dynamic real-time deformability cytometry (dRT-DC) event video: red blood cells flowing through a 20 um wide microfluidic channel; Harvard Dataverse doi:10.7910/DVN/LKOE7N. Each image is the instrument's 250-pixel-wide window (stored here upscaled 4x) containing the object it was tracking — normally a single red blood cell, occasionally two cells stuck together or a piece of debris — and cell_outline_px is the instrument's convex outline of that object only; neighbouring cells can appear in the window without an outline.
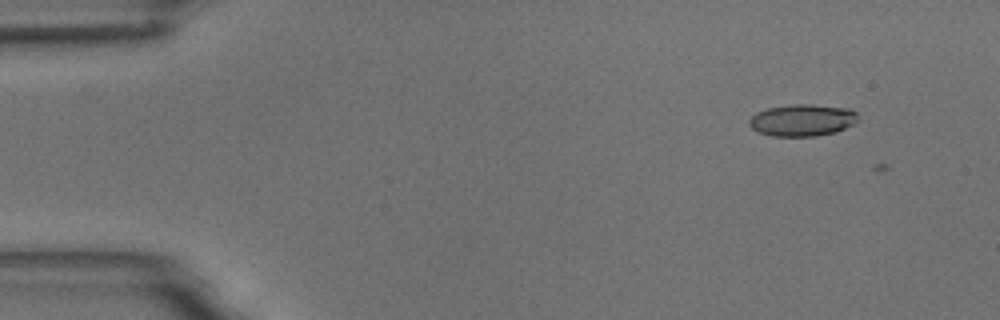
{"species": "common noctule bat (a hibernating species)", "species_latin": "Nyctalus noctula", "temperature_condition": "room temperature", "stored_images_in_passage": 6, "camera_frame_rate_fps": 3000, "um_per_image_px": 0.085, "animal": {"sex": "male", "body_mass_g": 18.8}, "frame": {"image": 1, "passage_image": 4, "time_ms": 1.0, "image_size_px": [1000, 320], "cell_outline_px": [[856, 120], [852, 124], [836, 132], [816, 136], [772, 136], [760, 132], [752, 128], [748, 124], [748, 120], [756, 112], [768, 108], [792, 104], [812, 104], [848, 108], [856, 112]], "centroid_in_image_um": [68.16, 10.21], "position_along_channel_um": 16.8, "area_um2": 20.11}}